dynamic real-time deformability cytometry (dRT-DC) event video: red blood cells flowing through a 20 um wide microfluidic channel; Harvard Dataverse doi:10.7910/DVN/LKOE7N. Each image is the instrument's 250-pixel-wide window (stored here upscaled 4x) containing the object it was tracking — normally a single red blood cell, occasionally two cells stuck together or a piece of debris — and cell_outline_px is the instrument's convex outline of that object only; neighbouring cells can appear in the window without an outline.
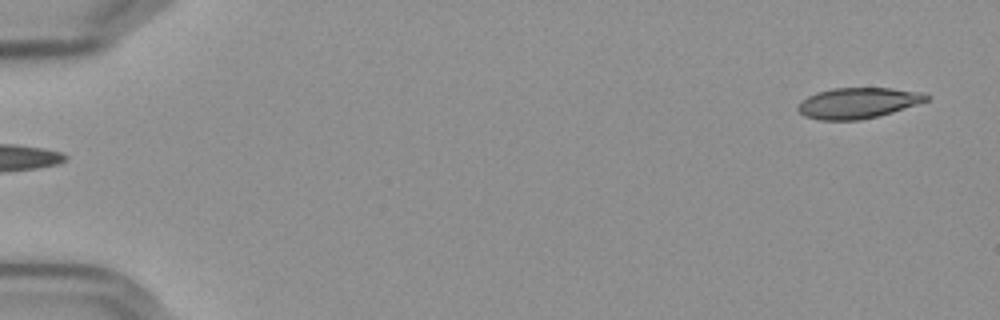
{"species": "Egyptian fruit bat (a non-hibernating species)", "species_latin": "Rousettus aegyptiacus", "temperature_condition": "cold", "stored_images_in_passage": 55, "camera_frame_rate_fps": 3000, "um_per_image_px": 0.085, "frame": {"image": 1, "passage_image": 1, "time_ms": 0.0, "image_size_px": [1000, 320], "cell_outline_px": [[932, 96], [928, 100], [892, 112], [860, 120], [820, 120], [804, 116], [796, 108], [808, 96], [816, 92], [832, 88], [892, 88], [924, 92]], "centroid_in_image_um": [72.95, 8.74], "position_along_channel_um": 12.1, "area_um2": 22.95}}
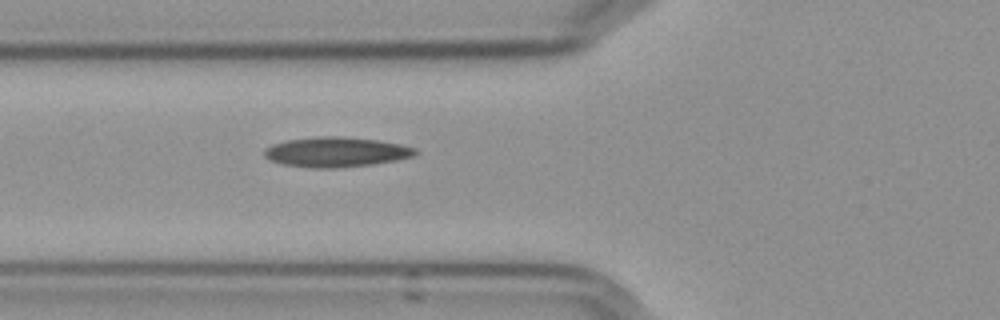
{"frame": {"image": 2, "passage_image": 20, "time_ms": 6.333, "image_size_px": [1000, 320], "cell_outline_px": [[420, 152], [416, 156], [396, 160], [372, 164], [328, 168], [316, 168], [284, 164], [272, 160], [264, 156], [264, 148], [272, 144], [288, 140], [316, 136], [340, 136], [380, 140], [400, 144], [416, 148]], "centroid_in_image_um": [28.62, 12.9], "position_along_channel_um": 97.2, "area_um2": 26.3}}
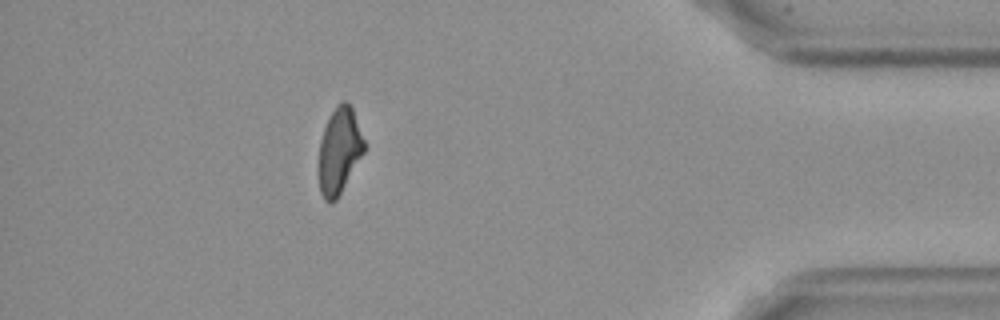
{"frame": {"image": 3, "passage_image": 49, "time_ms": 16.0, "image_size_px": [1000, 320], "cell_outline_px": [[364, 152], [336, 200], [332, 204], [328, 204], [324, 200], [320, 192], [320, 140], [324, 128], [332, 112], [340, 100], [344, 100], [352, 104], [364, 140]], "centroid_in_image_um": [28.85, 12.79], "position_along_channel_um": 406.3, "area_um2": 22.54}, "authors_computed_cell_mechanics": {"area_um2": 24.1026, "velocity_mm_per_s": 3.6108, "shape_relaxation_time_tau1_ms": null, "shape_relaxation_time_tau2_ms": 7.7485, "deformation_change_tau1": null, "deformation_change_tau2": 0.1782}}